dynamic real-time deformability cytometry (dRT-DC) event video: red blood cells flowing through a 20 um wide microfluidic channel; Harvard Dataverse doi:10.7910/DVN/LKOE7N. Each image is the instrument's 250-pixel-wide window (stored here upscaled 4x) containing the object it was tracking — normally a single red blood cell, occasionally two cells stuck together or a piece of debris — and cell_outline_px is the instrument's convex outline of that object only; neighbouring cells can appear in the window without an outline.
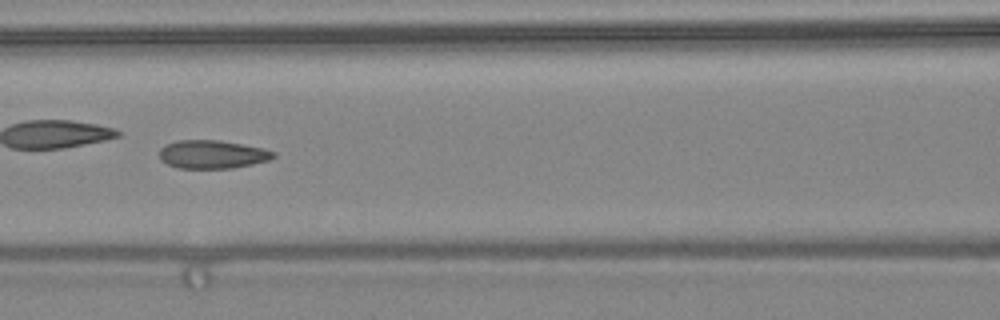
{"species": "common noctule bat (a hibernating species)", "species_latin": "Nyctalus noctula", "temperature_condition": "warm", "stored_images_in_passage": 32, "camera_frame_rate_fps": 3000, "um_per_image_px": 0.085, "animal": {"sex": "female", "body_mass_g": 24.6, "forearm_length_mm": 56.2}, "frame": {"image": 1, "passage_image": 10, "time_ms": 3.0, "image_size_px": [1000, 320], "cell_outline_px": [[276, 156], [272, 160], [232, 168], [176, 168], [160, 160], [160, 148], [164, 144], [176, 140], [220, 140], [264, 148], [276, 152]], "centroid_in_image_um": [18.06, 13.11], "position_along_channel_um": 148.5, "area_um2": 19.07}, "authors_computed_cell_mechanics": {"area_um2": 18.9584, "velocity_mm_per_s": 4.4491, "shape_relaxation_time_tau1_ms": null, "shape_relaxation_time_tau2_ms": 0.604, "deformation_change_tau1": null, "deformation_change_tau2": 0.0572}}